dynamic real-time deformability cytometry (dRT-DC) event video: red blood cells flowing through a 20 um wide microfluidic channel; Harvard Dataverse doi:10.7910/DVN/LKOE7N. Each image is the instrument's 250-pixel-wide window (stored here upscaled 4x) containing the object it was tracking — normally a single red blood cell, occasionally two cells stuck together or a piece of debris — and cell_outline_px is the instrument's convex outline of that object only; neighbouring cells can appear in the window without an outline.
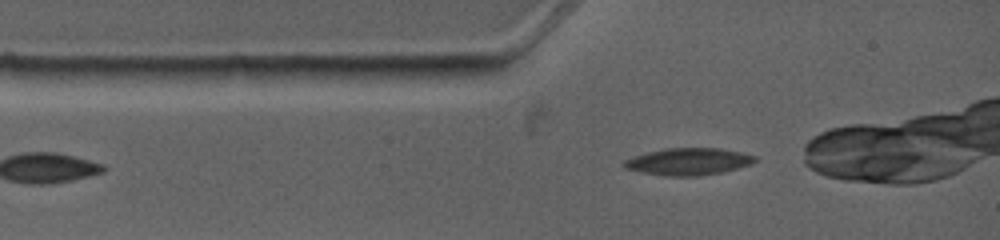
{"species": "common noctule bat (a hibernating species)", "species_latin": "Nyctalus noctula", "temperature_condition": "warm", "stored_images_in_passage": 3, "segment_of_instrument_passage": [2, 2], "camera_frame_rate_fps": 4500, "um_per_image_px": 0.085, "animal": {"sex": "female", "body_mass_g": 19.0, "forearm_length_mm": 53.3}, "frame": {"image": 1, "passage_image": 3, "time_ms": 1.778, "image_size_px": [1000, 240], "cell_outline_px": [[756, 160], [752, 164], [724, 172], [696, 176], [664, 176], [640, 172], [624, 168], [620, 164], [624, 160], [632, 156], [644, 152], [664, 148], [720, 148], [744, 152], [756, 156]], "centroid_in_image_um": [58.48, 13.73], "position_along_channel_um": 26.5, "area_um2": 21.1}}